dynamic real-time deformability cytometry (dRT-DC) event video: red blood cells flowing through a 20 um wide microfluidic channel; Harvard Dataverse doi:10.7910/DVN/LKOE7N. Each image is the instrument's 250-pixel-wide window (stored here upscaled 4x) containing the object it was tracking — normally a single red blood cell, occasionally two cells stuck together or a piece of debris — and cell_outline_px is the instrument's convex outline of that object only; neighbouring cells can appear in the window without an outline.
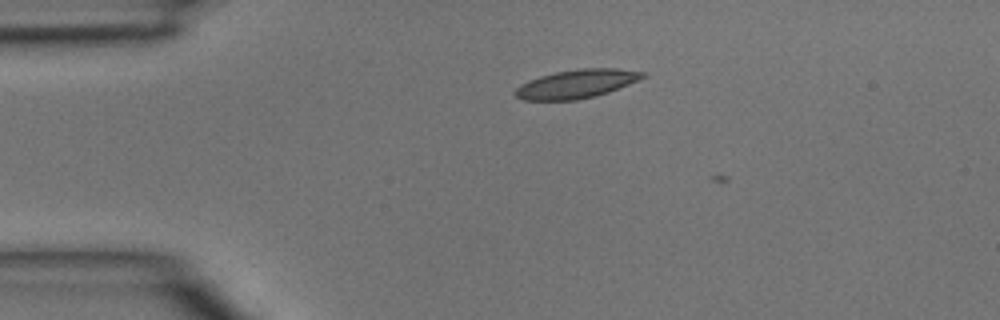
{"species": "common noctule bat (a hibernating species)", "species_latin": "Nyctalus noctula", "temperature_condition": "room temperature", "stored_images_in_passage": 6, "camera_frame_rate_fps": 3000, "um_per_image_px": 0.085, "animal": {"sex": "male", "body_mass_g": 15.6}, "frame": {"image": 1, "passage_image": 5, "time_ms": 1.333, "image_size_px": [1000, 320], "cell_outline_px": [[644, 76], [628, 84], [608, 92], [596, 96], [576, 100], [524, 100], [516, 96], [512, 92], [520, 84], [528, 80], [540, 76], [556, 72], [576, 68], [616, 68], [644, 72]], "centroid_in_image_um": [48.94, 7.13], "position_along_channel_um": 36.1, "area_um2": 21.15}}